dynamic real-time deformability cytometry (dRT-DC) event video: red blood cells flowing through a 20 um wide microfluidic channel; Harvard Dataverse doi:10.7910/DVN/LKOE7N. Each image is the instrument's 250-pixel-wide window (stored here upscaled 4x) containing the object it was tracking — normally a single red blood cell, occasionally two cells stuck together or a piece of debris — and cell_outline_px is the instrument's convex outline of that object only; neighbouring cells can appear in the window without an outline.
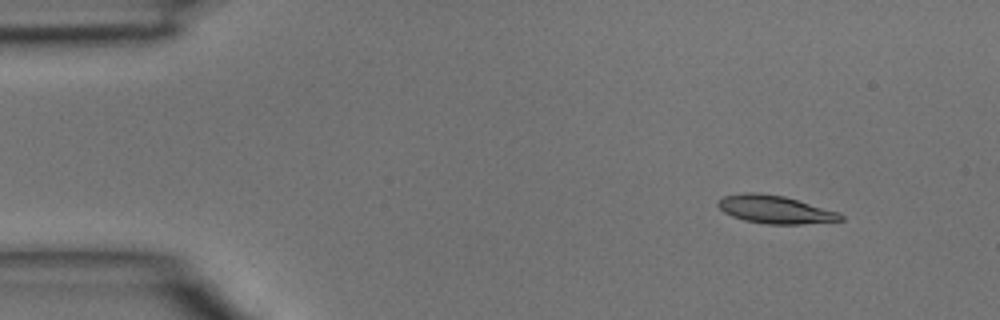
{"species": "common noctule bat (a hibernating species)", "species_latin": "Nyctalus noctula", "temperature_condition": "room temperature", "stored_images_in_passage": 2, "camera_frame_rate_fps": 3000, "um_per_image_px": 0.085, "animal": {"sex": "male", "body_mass_g": 15.6}, "frame": {"image": 1, "passage_image": 1, "time_ms": 0.0, "image_size_px": [1000, 320], "cell_outline_px": [[844, 220], [800, 224], [768, 224], [744, 220], [732, 216], [724, 212], [716, 204], [724, 196], [744, 192], [760, 192], [784, 196], [836, 212], [844, 216]], "centroid_in_image_um": [65.84, 17.8], "position_along_channel_um": 19.2, "area_um2": 19.71}}